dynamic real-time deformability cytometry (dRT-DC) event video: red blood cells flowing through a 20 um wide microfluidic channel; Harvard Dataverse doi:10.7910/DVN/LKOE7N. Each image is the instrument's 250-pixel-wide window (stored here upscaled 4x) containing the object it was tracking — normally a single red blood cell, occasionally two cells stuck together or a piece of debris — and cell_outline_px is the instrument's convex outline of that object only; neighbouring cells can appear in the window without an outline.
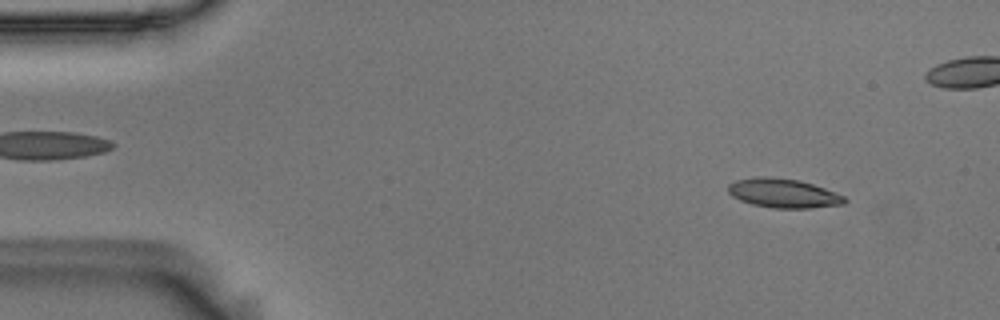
{"species": "Egyptian fruit bat (a non-hibernating species)", "species_latin": "Rousettus aegyptiacus", "temperature_condition": "room temperature", "stored_images_in_passage": 55, "camera_frame_rate_fps": 3000, "um_per_image_px": 0.085, "animal": {"sex": "male"}, "frame": {"image": 1, "passage_image": 4, "time_ms": 1.0, "image_size_px": [1000, 320], "cell_outline_px": [[848, 200], [844, 204], [808, 208], [772, 208], [752, 204], [740, 200], [732, 196], [728, 192], [728, 184], [736, 180], [756, 176], [764, 176], [800, 180], [836, 192], [844, 196]], "centroid_in_image_um": [66.57, 16.42], "position_along_channel_um": 18.4, "area_um2": 19.83}}
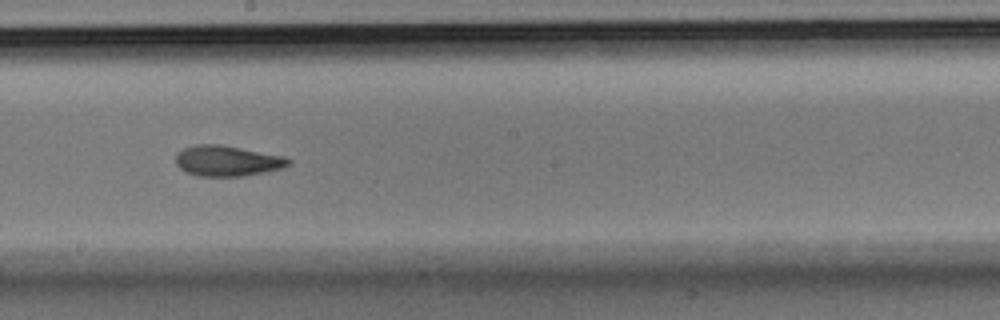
{"frame": {"image": 2, "passage_image": 29, "time_ms": 9.333, "image_size_px": [1000, 320], "cell_outline_px": [[292, 160], [284, 168], [244, 176], [196, 176], [180, 168], [176, 164], [176, 156], [184, 148], [196, 144], [220, 144], [284, 156]], "centroid_in_image_um": [19.33, 13.67], "position_along_channel_um": 228.9, "area_um2": 20.0}}
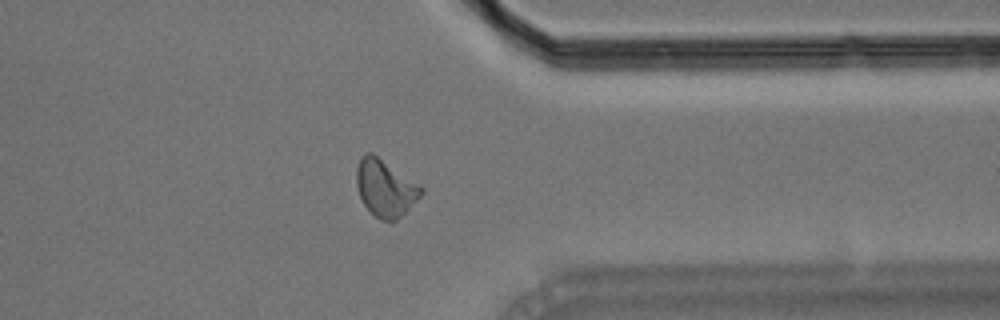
{"frame": {"image": 3, "passage_image": 42, "time_ms": 13.667, "image_size_px": [1000, 320], "cell_outline_px": [[424, 192], [396, 220], [380, 220], [364, 204], [360, 196], [356, 184], [356, 168], [360, 156], [364, 152], [372, 152], [420, 184], [424, 188]], "centroid_in_image_um": [32.73, 15.93], "position_along_channel_um": 378.7, "area_um2": 21.33}, "authors_computed_cell_mechanics": {"area_um2": 19.8832, "velocity_mm_per_s": 3.6055, "shape_relaxation_time_tau1_ms": 10.5875, "shape_relaxation_time_tau2_ms": 2.9367, "deformation_change_tau1": 0.2243, "deformation_change_tau2": 0.0924}}